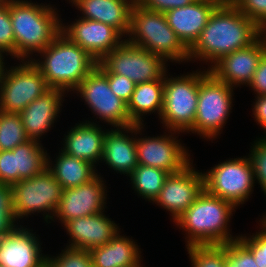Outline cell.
I'll return each instance as SVG.
<instances>
[{
	"instance_id": "26",
	"label": "cell",
	"mask_w": 266,
	"mask_h": 267,
	"mask_svg": "<svg viewBox=\"0 0 266 267\" xmlns=\"http://www.w3.org/2000/svg\"><path fill=\"white\" fill-rule=\"evenodd\" d=\"M164 76L161 79L136 84L127 110L134 125H145L143 118L147 114H158L160 118L163 108ZM144 116V117H143Z\"/></svg>"
},
{
	"instance_id": "40",
	"label": "cell",
	"mask_w": 266,
	"mask_h": 267,
	"mask_svg": "<svg viewBox=\"0 0 266 267\" xmlns=\"http://www.w3.org/2000/svg\"><path fill=\"white\" fill-rule=\"evenodd\" d=\"M0 183L8 185L16 183L13 150L0 151Z\"/></svg>"
},
{
	"instance_id": "28",
	"label": "cell",
	"mask_w": 266,
	"mask_h": 267,
	"mask_svg": "<svg viewBox=\"0 0 266 267\" xmlns=\"http://www.w3.org/2000/svg\"><path fill=\"white\" fill-rule=\"evenodd\" d=\"M16 183L29 179L47 168V150L37 140H28L13 149Z\"/></svg>"
},
{
	"instance_id": "12",
	"label": "cell",
	"mask_w": 266,
	"mask_h": 267,
	"mask_svg": "<svg viewBox=\"0 0 266 267\" xmlns=\"http://www.w3.org/2000/svg\"><path fill=\"white\" fill-rule=\"evenodd\" d=\"M81 97L84 104L96 116V120L112 128L134 125L129 117L127 103L110 89L107 77L95 67L72 92Z\"/></svg>"
},
{
	"instance_id": "4",
	"label": "cell",
	"mask_w": 266,
	"mask_h": 267,
	"mask_svg": "<svg viewBox=\"0 0 266 267\" xmlns=\"http://www.w3.org/2000/svg\"><path fill=\"white\" fill-rule=\"evenodd\" d=\"M31 62L40 70L50 88L67 94L73 92L98 63L62 32Z\"/></svg>"
},
{
	"instance_id": "48",
	"label": "cell",
	"mask_w": 266,
	"mask_h": 267,
	"mask_svg": "<svg viewBox=\"0 0 266 267\" xmlns=\"http://www.w3.org/2000/svg\"><path fill=\"white\" fill-rule=\"evenodd\" d=\"M10 0H0V6L1 5H6L9 3Z\"/></svg>"
},
{
	"instance_id": "29",
	"label": "cell",
	"mask_w": 266,
	"mask_h": 267,
	"mask_svg": "<svg viewBox=\"0 0 266 267\" xmlns=\"http://www.w3.org/2000/svg\"><path fill=\"white\" fill-rule=\"evenodd\" d=\"M168 172L155 167L138 165L128 176L137 196L152 203L163 188Z\"/></svg>"
},
{
	"instance_id": "10",
	"label": "cell",
	"mask_w": 266,
	"mask_h": 267,
	"mask_svg": "<svg viewBox=\"0 0 266 267\" xmlns=\"http://www.w3.org/2000/svg\"><path fill=\"white\" fill-rule=\"evenodd\" d=\"M205 190L231 202L236 208L246 203L254 192L255 178L249 157L228 158L203 172Z\"/></svg>"
},
{
	"instance_id": "39",
	"label": "cell",
	"mask_w": 266,
	"mask_h": 267,
	"mask_svg": "<svg viewBox=\"0 0 266 267\" xmlns=\"http://www.w3.org/2000/svg\"><path fill=\"white\" fill-rule=\"evenodd\" d=\"M110 86V89L119 98L128 103L135 90L136 84L125 76L119 74H104Z\"/></svg>"
},
{
	"instance_id": "18",
	"label": "cell",
	"mask_w": 266,
	"mask_h": 267,
	"mask_svg": "<svg viewBox=\"0 0 266 267\" xmlns=\"http://www.w3.org/2000/svg\"><path fill=\"white\" fill-rule=\"evenodd\" d=\"M264 53V45L258 38L250 46L223 56L209 71L230 87H248Z\"/></svg>"
},
{
	"instance_id": "15",
	"label": "cell",
	"mask_w": 266,
	"mask_h": 267,
	"mask_svg": "<svg viewBox=\"0 0 266 267\" xmlns=\"http://www.w3.org/2000/svg\"><path fill=\"white\" fill-rule=\"evenodd\" d=\"M105 183L104 177L99 173L80 186L64 189L52 221L58 220L63 226L69 220L105 211L109 192Z\"/></svg>"
},
{
	"instance_id": "16",
	"label": "cell",
	"mask_w": 266,
	"mask_h": 267,
	"mask_svg": "<svg viewBox=\"0 0 266 267\" xmlns=\"http://www.w3.org/2000/svg\"><path fill=\"white\" fill-rule=\"evenodd\" d=\"M65 24L62 20L61 32L87 51L97 62L125 40L115 28L99 21L79 17L71 24Z\"/></svg>"
},
{
	"instance_id": "42",
	"label": "cell",
	"mask_w": 266,
	"mask_h": 267,
	"mask_svg": "<svg viewBox=\"0 0 266 267\" xmlns=\"http://www.w3.org/2000/svg\"><path fill=\"white\" fill-rule=\"evenodd\" d=\"M248 86L254 91L256 97L266 95V53L262 55Z\"/></svg>"
},
{
	"instance_id": "22",
	"label": "cell",
	"mask_w": 266,
	"mask_h": 267,
	"mask_svg": "<svg viewBox=\"0 0 266 267\" xmlns=\"http://www.w3.org/2000/svg\"><path fill=\"white\" fill-rule=\"evenodd\" d=\"M218 6L219 4L212 0H196L188 6L170 9L164 14L168 25L189 49Z\"/></svg>"
},
{
	"instance_id": "45",
	"label": "cell",
	"mask_w": 266,
	"mask_h": 267,
	"mask_svg": "<svg viewBox=\"0 0 266 267\" xmlns=\"http://www.w3.org/2000/svg\"><path fill=\"white\" fill-rule=\"evenodd\" d=\"M259 38L261 39L266 53V22L259 26Z\"/></svg>"
},
{
	"instance_id": "20",
	"label": "cell",
	"mask_w": 266,
	"mask_h": 267,
	"mask_svg": "<svg viewBox=\"0 0 266 267\" xmlns=\"http://www.w3.org/2000/svg\"><path fill=\"white\" fill-rule=\"evenodd\" d=\"M65 94L63 90L51 88L20 113L25 133L30 140L42 142V136L54 127L55 121L60 117Z\"/></svg>"
},
{
	"instance_id": "14",
	"label": "cell",
	"mask_w": 266,
	"mask_h": 267,
	"mask_svg": "<svg viewBox=\"0 0 266 267\" xmlns=\"http://www.w3.org/2000/svg\"><path fill=\"white\" fill-rule=\"evenodd\" d=\"M204 190L203 172L197 171L192 161L180 172L167 176L163 188L152 203L166 209L175 223Z\"/></svg>"
},
{
	"instance_id": "5",
	"label": "cell",
	"mask_w": 266,
	"mask_h": 267,
	"mask_svg": "<svg viewBox=\"0 0 266 267\" xmlns=\"http://www.w3.org/2000/svg\"><path fill=\"white\" fill-rule=\"evenodd\" d=\"M126 40L168 63L189 62V49L168 25L165 14L147 10L136 2L132 6L130 31Z\"/></svg>"
},
{
	"instance_id": "44",
	"label": "cell",
	"mask_w": 266,
	"mask_h": 267,
	"mask_svg": "<svg viewBox=\"0 0 266 267\" xmlns=\"http://www.w3.org/2000/svg\"><path fill=\"white\" fill-rule=\"evenodd\" d=\"M8 56L5 52L0 51V81L2 80V77L5 73V70L7 69V63H5V55Z\"/></svg>"
},
{
	"instance_id": "13",
	"label": "cell",
	"mask_w": 266,
	"mask_h": 267,
	"mask_svg": "<svg viewBox=\"0 0 266 267\" xmlns=\"http://www.w3.org/2000/svg\"><path fill=\"white\" fill-rule=\"evenodd\" d=\"M144 127L145 125H136L138 165L160 168L172 174L180 172L193 161L189 149L183 146L185 144H182L181 139L178 140L179 132L165 129V135L142 136Z\"/></svg>"
},
{
	"instance_id": "2",
	"label": "cell",
	"mask_w": 266,
	"mask_h": 267,
	"mask_svg": "<svg viewBox=\"0 0 266 267\" xmlns=\"http://www.w3.org/2000/svg\"><path fill=\"white\" fill-rule=\"evenodd\" d=\"M235 209L231 202L204 190L175 225L185 232L186 247L223 245L239 239V235L234 236L229 228Z\"/></svg>"
},
{
	"instance_id": "7",
	"label": "cell",
	"mask_w": 266,
	"mask_h": 267,
	"mask_svg": "<svg viewBox=\"0 0 266 267\" xmlns=\"http://www.w3.org/2000/svg\"><path fill=\"white\" fill-rule=\"evenodd\" d=\"M167 73L164 75V97L160 122L166 130L183 134L187 132L191 135L198 102L199 69L174 77Z\"/></svg>"
},
{
	"instance_id": "34",
	"label": "cell",
	"mask_w": 266,
	"mask_h": 267,
	"mask_svg": "<svg viewBox=\"0 0 266 267\" xmlns=\"http://www.w3.org/2000/svg\"><path fill=\"white\" fill-rule=\"evenodd\" d=\"M253 143L247 156L252 164L255 183L260 185L266 197V140L259 137Z\"/></svg>"
},
{
	"instance_id": "27",
	"label": "cell",
	"mask_w": 266,
	"mask_h": 267,
	"mask_svg": "<svg viewBox=\"0 0 266 267\" xmlns=\"http://www.w3.org/2000/svg\"><path fill=\"white\" fill-rule=\"evenodd\" d=\"M52 160L49 153H47V168L53 173L63 190L80 186L99 173L93 164L66 154L61 149L56 155V159Z\"/></svg>"
},
{
	"instance_id": "3",
	"label": "cell",
	"mask_w": 266,
	"mask_h": 267,
	"mask_svg": "<svg viewBox=\"0 0 266 267\" xmlns=\"http://www.w3.org/2000/svg\"><path fill=\"white\" fill-rule=\"evenodd\" d=\"M55 5L10 0V18L15 36V59L32 60L61 32V16Z\"/></svg>"
},
{
	"instance_id": "21",
	"label": "cell",
	"mask_w": 266,
	"mask_h": 267,
	"mask_svg": "<svg viewBox=\"0 0 266 267\" xmlns=\"http://www.w3.org/2000/svg\"><path fill=\"white\" fill-rule=\"evenodd\" d=\"M101 163L108 165L117 174L127 177L131 174L138 166L136 125L106 131Z\"/></svg>"
},
{
	"instance_id": "36",
	"label": "cell",
	"mask_w": 266,
	"mask_h": 267,
	"mask_svg": "<svg viewBox=\"0 0 266 267\" xmlns=\"http://www.w3.org/2000/svg\"><path fill=\"white\" fill-rule=\"evenodd\" d=\"M222 246L227 251L226 267H259L253 254L239 240Z\"/></svg>"
},
{
	"instance_id": "41",
	"label": "cell",
	"mask_w": 266,
	"mask_h": 267,
	"mask_svg": "<svg viewBox=\"0 0 266 267\" xmlns=\"http://www.w3.org/2000/svg\"><path fill=\"white\" fill-rule=\"evenodd\" d=\"M196 0H135L137 4L151 11L165 13L174 8L188 6Z\"/></svg>"
},
{
	"instance_id": "19",
	"label": "cell",
	"mask_w": 266,
	"mask_h": 267,
	"mask_svg": "<svg viewBox=\"0 0 266 267\" xmlns=\"http://www.w3.org/2000/svg\"><path fill=\"white\" fill-rule=\"evenodd\" d=\"M104 212L67 221L63 225L70 236L66 246L91 250L108 243L120 233L118 224Z\"/></svg>"
},
{
	"instance_id": "35",
	"label": "cell",
	"mask_w": 266,
	"mask_h": 267,
	"mask_svg": "<svg viewBox=\"0 0 266 267\" xmlns=\"http://www.w3.org/2000/svg\"><path fill=\"white\" fill-rule=\"evenodd\" d=\"M258 232L250 234H239V241L253 254L259 267H266V223L259 220ZM262 229V230H261Z\"/></svg>"
},
{
	"instance_id": "33",
	"label": "cell",
	"mask_w": 266,
	"mask_h": 267,
	"mask_svg": "<svg viewBox=\"0 0 266 267\" xmlns=\"http://www.w3.org/2000/svg\"><path fill=\"white\" fill-rule=\"evenodd\" d=\"M47 261L53 267H93L89 250L67 246L56 256L47 254Z\"/></svg>"
},
{
	"instance_id": "32",
	"label": "cell",
	"mask_w": 266,
	"mask_h": 267,
	"mask_svg": "<svg viewBox=\"0 0 266 267\" xmlns=\"http://www.w3.org/2000/svg\"><path fill=\"white\" fill-rule=\"evenodd\" d=\"M19 225L14 214L12 185L0 183V238L11 234Z\"/></svg>"
},
{
	"instance_id": "47",
	"label": "cell",
	"mask_w": 266,
	"mask_h": 267,
	"mask_svg": "<svg viewBox=\"0 0 266 267\" xmlns=\"http://www.w3.org/2000/svg\"><path fill=\"white\" fill-rule=\"evenodd\" d=\"M217 2L219 5H226V0H212Z\"/></svg>"
},
{
	"instance_id": "43",
	"label": "cell",
	"mask_w": 266,
	"mask_h": 267,
	"mask_svg": "<svg viewBox=\"0 0 266 267\" xmlns=\"http://www.w3.org/2000/svg\"><path fill=\"white\" fill-rule=\"evenodd\" d=\"M252 105L253 118L255 122L260 125L264 130L263 135L266 133V95L256 97Z\"/></svg>"
},
{
	"instance_id": "25",
	"label": "cell",
	"mask_w": 266,
	"mask_h": 267,
	"mask_svg": "<svg viewBox=\"0 0 266 267\" xmlns=\"http://www.w3.org/2000/svg\"><path fill=\"white\" fill-rule=\"evenodd\" d=\"M120 234L108 243L89 250L93 267H133L143 262L140 245L132 237Z\"/></svg>"
},
{
	"instance_id": "1",
	"label": "cell",
	"mask_w": 266,
	"mask_h": 267,
	"mask_svg": "<svg viewBox=\"0 0 266 267\" xmlns=\"http://www.w3.org/2000/svg\"><path fill=\"white\" fill-rule=\"evenodd\" d=\"M258 38L259 26L254 21L235 5H219L189 48V61L200 60L209 70L223 56L250 46Z\"/></svg>"
},
{
	"instance_id": "11",
	"label": "cell",
	"mask_w": 266,
	"mask_h": 267,
	"mask_svg": "<svg viewBox=\"0 0 266 267\" xmlns=\"http://www.w3.org/2000/svg\"><path fill=\"white\" fill-rule=\"evenodd\" d=\"M7 67L0 81V111L20 114L29 103L51 88L30 60Z\"/></svg>"
},
{
	"instance_id": "50",
	"label": "cell",
	"mask_w": 266,
	"mask_h": 267,
	"mask_svg": "<svg viewBox=\"0 0 266 267\" xmlns=\"http://www.w3.org/2000/svg\"><path fill=\"white\" fill-rule=\"evenodd\" d=\"M143 264L139 263L137 264L136 266H133V267H144V265L142 266Z\"/></svg>"
},
{
	"instance_id": "9",
	"label": "cell",
	"mask_w": 266,
	"mask_h": 267,
	"mask_svg": "<svg viewBox=\"0 0 266 267\" xmlns=\"http://www.w3.org/2000/svg\"><path fill=\"white\" fill-rule=\"evenodd\" d=\"M170 67L160 56L135 46L126 39L108 53L97 68L103 74H119L135 84L161 79Z\"/></svg>"
},
{
	"instance_id": "38",
	"label": "cell",
	"mask_w": 266,
	"mask_h": 267,
	"mask_svg": "<svg viewBox=\"0 0 266 267\" xmlns=\"http://www.w3.org/2000/svg\"><path fill=\"white\" fill-rule=\"evenodd\" d=\"M235 6L258 26L266 22V0H239Z\"/></svg>"
},
{
	"instance_id": "6",
	"label": "cell",
	"mask_w": 266,
	"mask_h": 267,
	"mask_svg": "<svg viewBox=\"0 0 266 267\" xmlns=\"http://www.w3.org/2000/svg\"><path fill=\"white\" fill-rule=\"evenodd\" d=\"M201 69L193 134L213 142L230 117L235 88L217 79L208 69Z\"/></svg>"
},
{
	"instance_id": "30",
	"label": "cell",
	"mask_w": 266,
	"mask_h": 267,
	"mask_svg": "<svg viewBox=\"0 0 266 267\" xmlns=\"http://www.w3.org/2000/svg\"><path fill=\"white\" fill-rule=\"evenodd\" d=\"M28 140L20 114L0 111V151L13 150Z\"/></svg>"
},
{
	"instance_id": "31",
	"label": "cell",
	"mask_w": 266,
	"mask_h": 267,
	"mask_svg": "<svg viewBox=\"0 0 266 267\" xmlns=\"http://www.w3.org/2000/svg\"><path fill=\"white\" fill-rule=\"evenodd\" d=\"M191 267H226L227 251L222 245L186 247Z\"/></svg>"
},
{
	"instance_id": "49",
	"label": "cell",
	"mask_w": 266,
	"mask_h": 267,
	"mask_svg": "<svg viewBox=\"0 0 266 267\" xmlns=\"http://www.w3.org/2000/svg\"><path fill=\"white\" fill-rule=\"evenodd\" d=\"M45 267H53L47 260L45 261Z\"/></svg>"
},
{
	"instance_id": "17",
	"label": "cell",
	"mask_w": 266,
	"mask_h": 267,
	"mask_svg": "<svg viewBox=\"0 0 266 267\" xmlns=\"http://www.w3.org/2000/svg\"><path fill=\"white\" fill-rule=\"evenodd\" d=\"M26 227L20 224L11 234L0 238V266L43 267L47 254L42 253L41 239Z\"/></svg>"
},
{
	"instance_id": "46",
	"label": "cell",
	"mask_w": 266,
	"mask_h": 267,
	"mask_svg": "<svg viewBox=\"0 0 266 267\" xmlns=\"http://www.w3.org/2000/svg\"><path fill=\"white\" fill-rule=\"evenodd\" d=\"M239 0H226V5H236Z\"/></svg>"
},
{
	"instance_id": "37",
	"label": "cell",
	"mask_w": 266,
	"mask_h": 267,
	"mask_svg": "<svg viewBox=\"0 0 266 267\" xmlns=\"http://www.w3.org/2000/svg\"><path fill=\"white\" fill-rule=\"evenodd\" d=\"M0 51L15 58V36L10 18V1L0 6Z\"/></svg>"
},
{
	"instance_id": "51",
	"label": "cell",
	"mask_w": 266,
	"mask_h": 267,
	"mask_svg": "<svg viewBox=\"0 0 266 267\" xmlns=\"http://www.w3.org/2000/svg\"><path fill=\"white\" fill-rule=\"evenodd\" d=\"M261 137L266 140V133L264 135H261Z\"/></svg>"
},
{
	"instance_id": "23",
	"label": "cell",
	"mask_w": 266,
	"mask_h": 267,
	"mask_svg": "<svg viewBox=\"0 0 266 267\" xmlns=\"http://www.w3.org/2000/svg\"><path fill=\"white\" fill-rule=\"evenodd\" d=\"M64 134L61 150L75 158L87 161L97 168L103 154V142L106 134L99 122L79 121ZM97 123V124H96Z\"/></svg>"
},
{
	"instance_id": "8",
	"label": "cell",
	"mask_w": 266,
	"mask_h": 267,
	"mask_svg": "<svg viewBox=\"0 0 266 267\" xmlns=\"http://www.w3.org/2000/svg\"><path fill=\"white\" fill-rule=\"evenodd\" d=\"M12 190L14 214L19 224H22L21 219L29 218L28 216L35 213L42 214L47 225L52 222L63 189L48 168L29 179L15 183Z\"/></svg>"
},
{
	"instance_id": "24",
	"label": "cell",
	"mask_w": 266,
	"mask_h": 267,
	"mask_svg": "<svg viewBox=\"0 0 266 267\" xmlns=\"http://www.w3.org/2000/svg\"><path fill=\"white\" fill-rule=\"evenodd\" d=\"M80 11V18L102 22L115 28L125 39L130 31L135 0H67Z\"/></svg>"
}]
</instances>
